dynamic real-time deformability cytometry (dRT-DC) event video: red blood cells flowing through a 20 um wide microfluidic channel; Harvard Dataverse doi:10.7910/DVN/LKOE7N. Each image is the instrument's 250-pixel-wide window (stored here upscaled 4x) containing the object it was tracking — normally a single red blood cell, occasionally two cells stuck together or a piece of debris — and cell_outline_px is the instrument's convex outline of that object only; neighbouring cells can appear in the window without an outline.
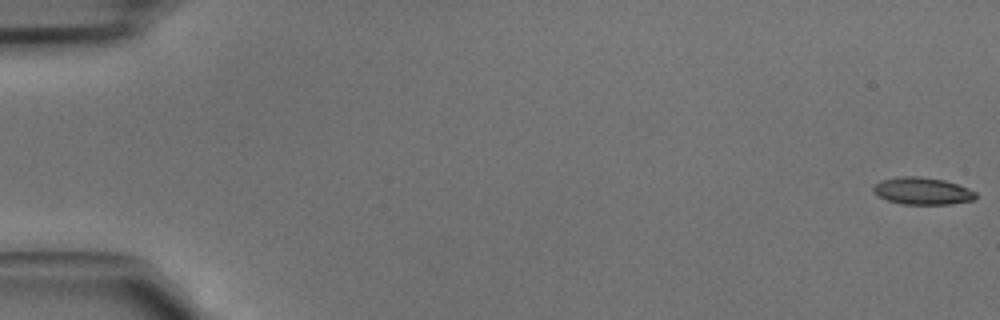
{"species": "common noctule bat (a hibernating species)", "species_latin": "Nyctalus noctula", "temperature_condition": "cold", "stored_images_in_passage": 46, "camera_frame_rate_fps": 3000, "um_per_image_px": 0.085, "animal": {"sex": "male", "body_mass_g": 15.6}, "frame": {"image": 1, "passage_image": 1, "time_ms": 0.0, "image_size_px": [1000, 320], "cell_outline_px": [[976, 200], [948, 204], [904, 204], [888, 200], [880, 196], [872, 188], [880, 180], [900, 176], [920, 176], [944, 180], [968, 188], [976, 192]], "centroid_in_image_um": [78.44, 16.23], "position_along_channel_um": 6.6, "area_um2": 16.07}}
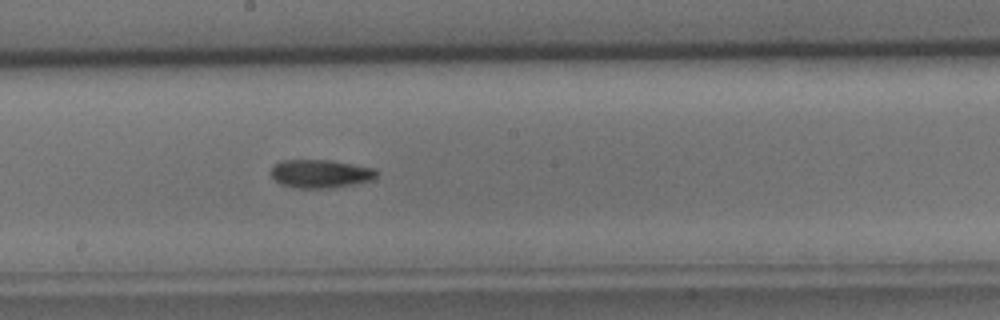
{"frame": {"image": 2, "passage_image": 26, "time_ms": 8.333, "image_size_px": [1000, 320], "cell_outline_px": [[376, 176], [372, 180], [332, 188], [296, 188], [280, 184], [272, 176], [272, 168], [280, 160], [328, 160], [376, 168]], "centroid_in_image_um": [27.24, 14.77], "position_along_channel_um": 221.0, "area_um2": 17.28}}
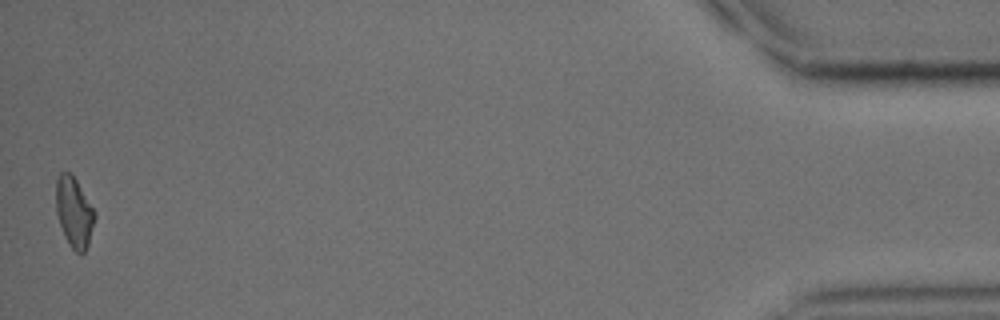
{"frame": {"image": 3, "passage_image": 46, "time_ms": 15.0, "image_size_px": [1000, 320], "cell_outline_px": [[96, 216], [88, 244], [84, 252], [80, 256], [72, 248], [60, 224], [56, 212], [56, 180], [60, 172], [68, 172], [76, 180], [96, 212]], "centroid_in_image_um": [6.31, 18.03], "position_along_channel_um": 428.9, "area_um2": 15.61}}